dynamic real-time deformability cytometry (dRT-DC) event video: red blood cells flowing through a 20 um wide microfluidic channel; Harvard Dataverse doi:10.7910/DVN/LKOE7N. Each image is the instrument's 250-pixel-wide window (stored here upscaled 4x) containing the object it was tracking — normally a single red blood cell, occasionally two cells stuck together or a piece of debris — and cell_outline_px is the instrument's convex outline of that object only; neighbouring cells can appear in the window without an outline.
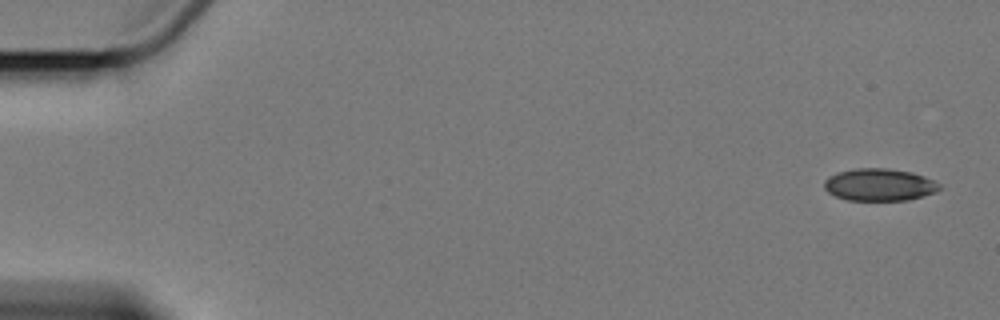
{"species": "Egyptian fruit bat (a non-hibernating species)", "species_latin": "Rousettus aegyptiacus", "temperature_condition": "cold", "stored_images_in_passage": 6, "camera_frame_rate_fps": 3000, "um_per_image_px": 0.085, "animal": {"sex": "female"}, "frame": {"image": 1, "passage_image": 1, "time_ms": 0.0, "image_size_px": [1000, 320], "cell_outline_px": [[944, 188], [936, 192], [924, 196], [908, 200], [848, 200], [836, 196], [828, 192], [824, 188], [824, 180], [828, 176], [836, 172], [856, 168], [888, 168], [912, 172], [924, 176], [940, 184]], "centroid_in_image_um": [74.76, 15.7], "position_along_channel_um": 10.2, "area_um2": 21.91}}
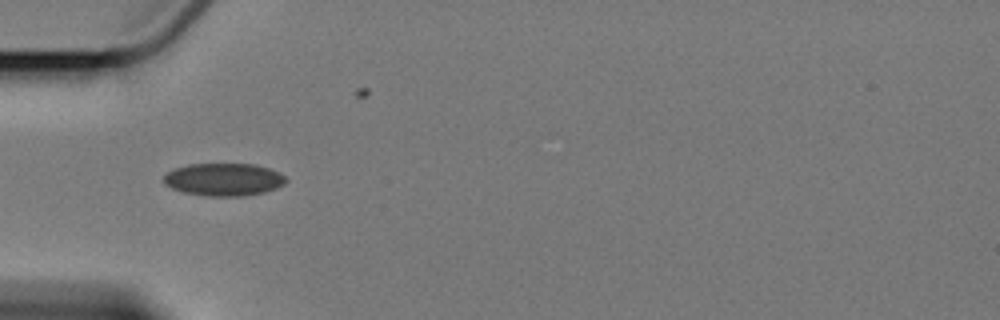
{"frame": {"image": 2, "passage_image": 5, "time_ms": 5.667, "image_size_px": [1000, 320], "cell_outline_px": [[288, 180], [284, 184], [276, 188], [264, 192], [244, 196], [208, 196], [184, 192], [172, 188], [164, 184], [164, 176], [168, 172], [176, 168], [188, 164], [256, 164], [280, 172]], "centroid_in_image_um": [19.04, 15.25], "position_along_channel_um": 66.0, "area_um2": 23.24}}
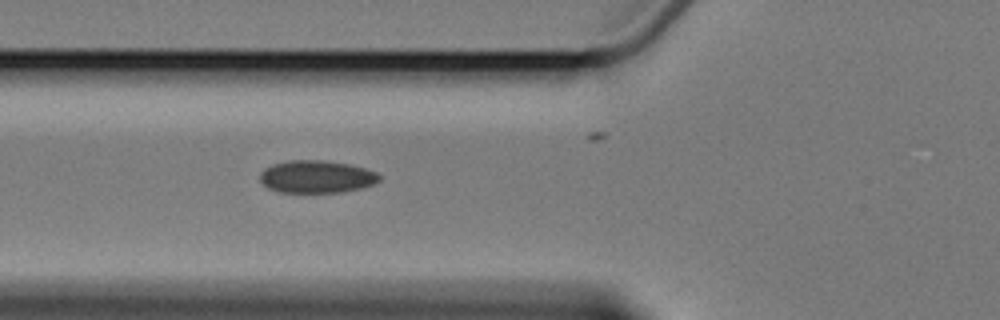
{"frame": {"image": 3, "passage_image": 6, "time_ms": 6.667, "image_size_px": [1000, 320], "cell_outline_px": [[380, 180], [372, 184], [360, 188], [340, 192], [280, 192], [268, 188], [260, 180], [260, 172], [264, 168], [272, 164], [288, 160], [320, 160], [348, 164], [364, 168], [376, 172], [380, 176]], "centroid_in_image_um": [26.87, 15.01], "position_along_channel_um": 98.9, "area_um2": 22.48}}